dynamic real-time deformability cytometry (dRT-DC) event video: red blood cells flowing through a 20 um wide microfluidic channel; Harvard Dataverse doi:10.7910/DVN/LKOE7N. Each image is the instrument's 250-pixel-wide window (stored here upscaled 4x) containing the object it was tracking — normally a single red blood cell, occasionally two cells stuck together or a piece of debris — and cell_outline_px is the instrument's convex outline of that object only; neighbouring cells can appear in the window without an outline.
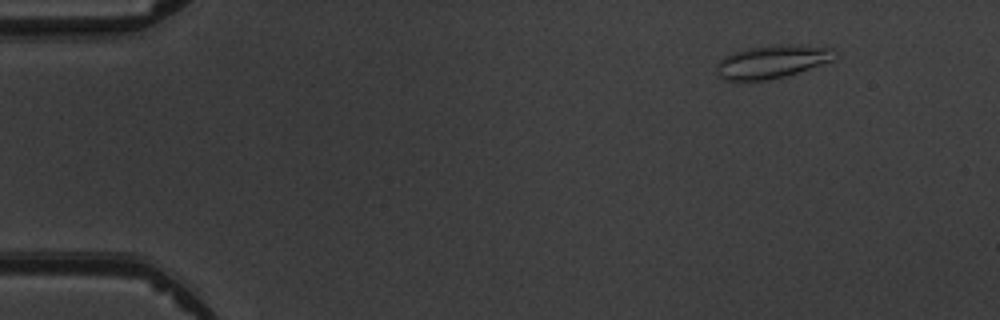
{"species": "common noctule bat (a hibernating species)", "species_latin": "Nyctalus noctula", "temperature_condition": "warm", "stored_images_in_passage": 4, "camera_frame_rate_fps": 3000, "um_per_image_px": 0.085, "animal": {"sex": "male", "body_mass_g": 19.5, "forearm_length_mm": 54.6}, "frame": {"image": 1, "passage_image": 1, "time_ms": 0.0, "image_size_px": [1000, 320], "cell_outline_px": [[840, 52], [832, 60], [784, 76], [764, 80], [724, 80], [716, 72], [716, 64], [724, 56], [732, 52], [748, 48], [772, 44], [788, 44], [832, 48]], "centroid_in_image_um": [65.6, 5.22], "position_along_channel_um": 19.4, "area_um2": 22.66}}
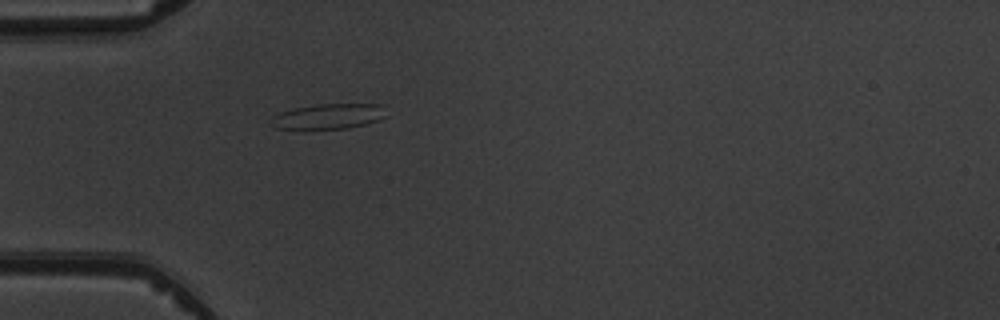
{"frame": {"image": 2, "passage_image": 4, "time_ms": 3.333, "image_size_px": [1000, 320], "cell_outline_px": [[388, 116], [380, 120], [348, 128], [304, 132], [276, 128], [272, 116], [280, 112], [296, 108], [320, 104], [384, 104]], "centroid_in_image_um": [27.96, 9.93], "position_along_channel_um": 57.0, "area_um2": 17.69}}